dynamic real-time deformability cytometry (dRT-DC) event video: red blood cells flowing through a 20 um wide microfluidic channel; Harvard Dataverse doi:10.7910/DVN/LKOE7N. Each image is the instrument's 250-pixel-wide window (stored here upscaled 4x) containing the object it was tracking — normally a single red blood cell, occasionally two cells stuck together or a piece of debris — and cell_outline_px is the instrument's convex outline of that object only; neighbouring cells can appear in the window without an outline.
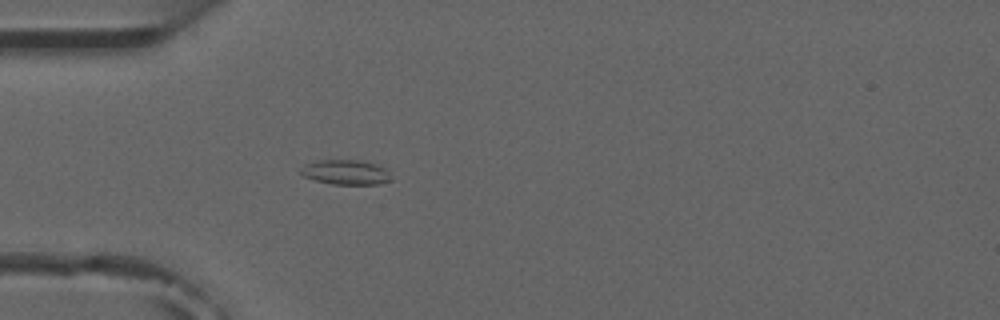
{"species": "common noctule bat (a hibernating species)", "species_latin": "Nyctalus noctula", "temperature_condition": "room temperature", "stored_images_in_passage": 4, "camera_frame_rate_fps": 3000, "um_per_image_px": 0.085, "animal": {"sex": "male", "forearm_length_mm": 52.5}, "frame": {"image": 1, "passage_image": 4, "time_ms": 4.0, "image_size_px": [1000, 320], "cell_outline_px": [[392, 180], [376, 184], [332, 184], [316, 180], [304, 176], [300, 172], [300, 168], [304, 164], [316, 160], [360, 160], [376, 164], [384, 168], [388, 172]], "centroid_in_image_um": [29.36, 14.63], "position_along_channel_um": 55.6, "area_um2": 13.01}}